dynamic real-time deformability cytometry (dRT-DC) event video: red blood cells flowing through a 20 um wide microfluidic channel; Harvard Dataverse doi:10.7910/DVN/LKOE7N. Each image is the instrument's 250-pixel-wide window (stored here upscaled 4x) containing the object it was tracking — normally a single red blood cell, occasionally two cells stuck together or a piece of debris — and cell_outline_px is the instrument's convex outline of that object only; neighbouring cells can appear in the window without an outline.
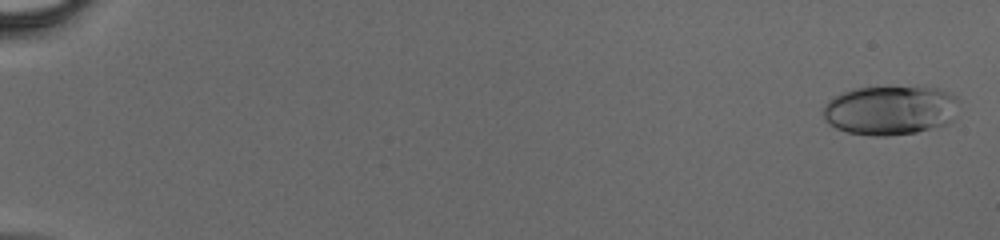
{"species": "human", "species_latin": "Homo sapiens", "temperature_condition": "cold", "stored_images_in_passage": 47, "camera_frame_rate_fps": 3000, "um_per_image_px": 0.085, "donor": {"sex": "male"}, "frame": {"image": 1, "passage_image": 2, "time_ms": 0.333, "image_size_px": [1000, 240], "cell_outline_px": [[956, 100], [952, 120], [948, 124], [916, 132], [888, 136], [872, 136], [848, 132], [836, 128], [828, 124], [824, 120], [820, 112], [824, 104], [828, 100], [844, 92], [856, 88], [924, 84], [940, 88], [956, 96]], "centroid_in_image_um": [75.64, 9.33], "position_along_channel_um": 9.4, "area_um2": 40.0}}
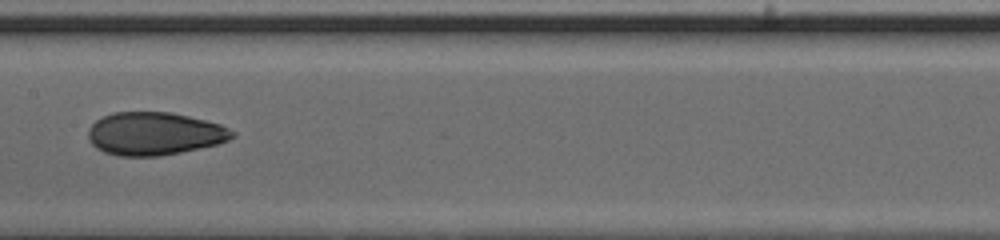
{"frame": {"image": 2, "passage_image": 27, "time_ms": 8.667, "image_size_px": [1000, 240], "cell_outline_px": [[236, 136], [228, 140], [216, 144], [180, 152], [160, 156], [120, 156], [104, 152], [96, 148], [88, 140], [88, 128], [96, 120], [112, 112], [168, 112], [188, 116], [220, 124], [236, 132]], "centroid_in_image_um": [13.1, 11.36], "position_along_channel_um": 194.3, "area_um2": 36.01}}
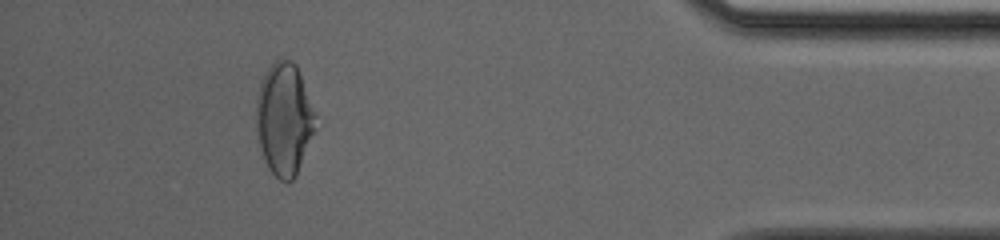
{"frame": {"image": 3, "passage_image": 44, "time_ms": 14.333, "image_size_px": [1000, 240], "cell_outline_px": [[316, 128], [296, 176], [292, 180], [280, 180], [268, 168], [260, 144], [256, 120], [256, 100], [260, 84], [264, 72], [276, 60], [292, 60], [296, 64], [316, 112]], "centroid_in_image_um": [24.18, 10.09], "position_along_channel_um": 411.0, "area_um2": 38.55}}